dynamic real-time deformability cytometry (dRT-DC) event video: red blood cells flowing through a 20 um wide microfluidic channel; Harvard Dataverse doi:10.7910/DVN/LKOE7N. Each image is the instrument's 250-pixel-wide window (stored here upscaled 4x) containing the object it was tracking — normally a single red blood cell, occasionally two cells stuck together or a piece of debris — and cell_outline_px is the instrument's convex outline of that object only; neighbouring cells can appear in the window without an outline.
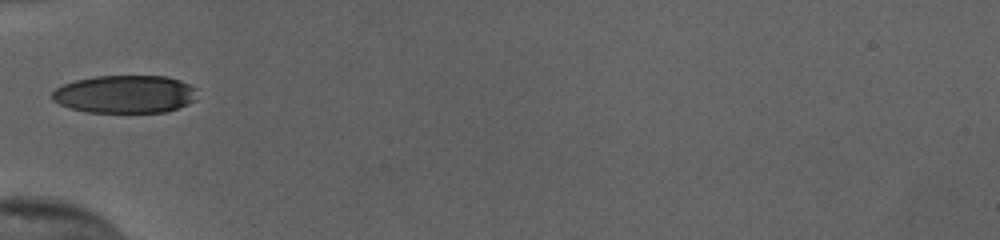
{"species": "human", "species_latin": "Homo sapiens", "temperature_condition": "cold", "stored_images_in_passage": 35, "camera_frame_rate_fps": 3000, "um_per_image_px": 0.085, "donor": {"sex": "female"}, "frame": {"image": 1, "passage_image": 1, "time_ms": 0.0, "image_size_px": [1000, 240], "cell_outline_px": [[196, 100], [188, 104], [164, 112], [88, 112], [68, 108], [52, 100], [52, 92], [56, 88], [64, 84], [76, 80], [96, 76], [164, 76], [180, 80], [196, 88]], "centroid_in_image_um": [10.62, 8.0], "position_along_channel_um": 74.4, "area_um2": 32.02}}
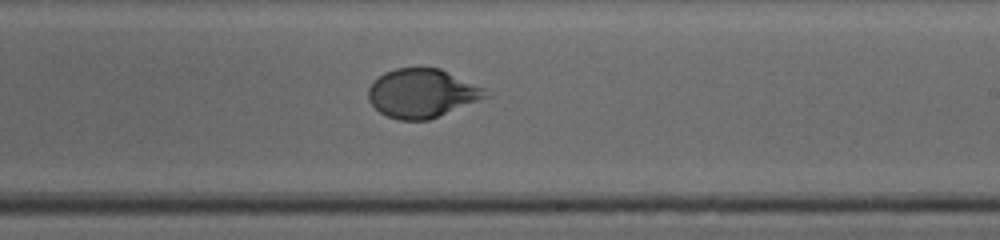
{"frame": {"image": 2, "passage_image": 15, "time_ms": 4.667, "image_size_px": [1000, 240], "cell_outline_px": [[492, 96], [428, 120], [400, 120], [388, 116], [380, 112], [368, 100], [368, 88], [384, 72], [396, 68], [440, 68], [484, 88]], "centroid_in_image_um": [35.9, 7.93], "position_along_channel_um": 253.1, "area_um2": 33.18}}
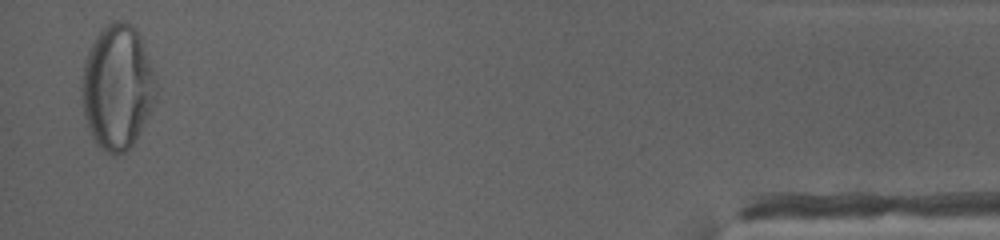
{"frame": {"image": 3, "passage_image": 34, "time_ms": 11.0, "image_size_px": [1000, 240], "cell_outline_px": [[156, 96], [152, 108], [136, 140], [124, 152], [116, 156], [112, 156], [104, 152], [96, 144], [92, 136], [84, 116], [80, 96], [80, 88], [84, 64], [88, 52], [96, 36], [104, 24], [112, 20], [124, 20], [132, 24], [136, 28], [140, 36], [152, 72], [156, 92]], "centroid_in_image_um": [9.93, 7.42], "position_along_channel_um": 425.3, "area_um2": 54.04}, "authors_computed_cell_mechanics": {"area_um2": 33.9864, "velocity_mm_per_s": 3.8384, "shape_relaxation_time_tau1_ms": 5.0119, "shape_relaxation_time_tau2_ms": null, "deformation_change_tau1": 0.2048, "deformation_change_tau2": null}}